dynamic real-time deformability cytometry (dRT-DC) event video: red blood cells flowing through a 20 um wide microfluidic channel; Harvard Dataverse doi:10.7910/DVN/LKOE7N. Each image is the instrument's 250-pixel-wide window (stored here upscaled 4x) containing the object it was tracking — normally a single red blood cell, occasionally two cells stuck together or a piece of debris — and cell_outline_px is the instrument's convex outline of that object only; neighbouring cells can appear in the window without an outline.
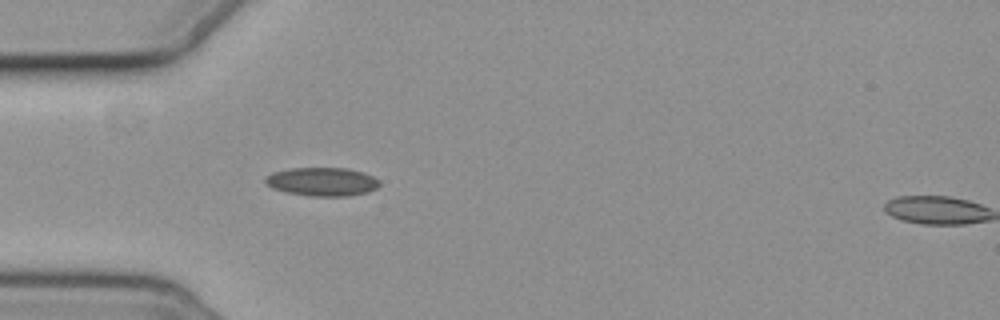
{"species": "common noctule bat (a hibernating species)", "species_latin": "Nyctalus noctula", "temperature_condition": "cold", "stored_images_in_passage": 6, "segment_of_instrument_passage": [1, 2], "camera_frame_rate_fps": 3000, "um_per_image_px": 0.085, "animal": {"sex": "female", "body_mass_g": 19.3, "forearm_length_mm": 54.1}, "frame": {"image": 1, "passage_image": 5, "time_ms": 5.333, "image_size_px": [1000, 320], "cell_outline_px": [[380, 184], [376, 188], [368, 192], [348, 196], [312, 196], [288, 192], [272, 188], [264, 180], [264, 176], [272, 172], [288, 168], [348, 168], [364, 172], [380, 180]], "centroid_in_image_um": [27.39, 15.43], "position_along_channel_um": 57.6, "area_um2": 19.07}}